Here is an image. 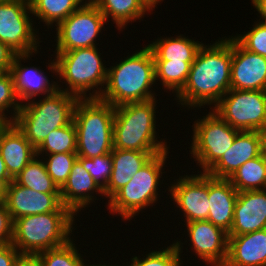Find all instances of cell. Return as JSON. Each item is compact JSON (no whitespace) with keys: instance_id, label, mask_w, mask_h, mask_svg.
I'll use <instances>...</instances> for the list:
<instances>
[{"instance_id":"6da1fadb","label":"cell","mask_w":266,"mask_h":266,"mask_svg":"<svg viewBox=\"0 0 266 266\" xmlns=\"http://www.w3.org/2000/svg\"><path fill=\"white\" fill-rule=\"evenodd\" d=\"M228 36L203 43L198 50L187 82L174 98L181 110L196 112L206 105L211 109L231 89L232 35Z\"/></svg>"},{"instance_id":"7a4b0ae2","label":"cell","mask_w":266,"mask_h":266,"mask_svg":"<svg viewBox=\"0 0 266 266\" xmlns=\"http://www.w3.org/2000/svg\"><path fill=\"white\" fill-rule=\"evenodd\" d=\"M143 46L132 54L126 53L117 64L111 63L100 100L117 107L157 98L154 57L151 49Z\"/></svg>"},{"instance_id":"3957f363","label":"cell","mask_w":266,"mask_h":266,"mask_svg":"<svg viewBox=\"0 0 266 266\" xmlns=\"http://www.w3.org/2000/svg\"><path fill=\"white\" fill-rule=\"evenodd\" d=\"M157 103L160 101L155 98L115 107L113 148L145 152H164L171 149L167 145V139L159 137V117L156 115L159 113L161 117V114L157 111Z\"/></svg>"},{"instance_id":"277c9868","label":"cell","mask_w":266,"mask_h":266,"mask_svg":"<svg viewBox=\"0 0 266 266\" xmlns=\"http://www.w3.org/2000/svg\"><path fill=\"white\" fill-rule=\"evenodd\" d=\"M52 52L54 55L51 56H55L57 64L56 77L59 90L79 99L100 97L106 84L108 72L106 66L109 64L105 65L107 62L103 60V51L101 53L99 47L70 51L52 50Z\"/></svg>"},{"instance_id":"5b68a950","label":"cell","mask_w":266,"mask_h":266,"mask_svg":"<svg viewBox=\"0 0 266 266\" xmlns=\"http://www.w3.org/2000/svg\"><path fill=\"white\" fill-rule=\"evenodd\" d=\"M170 150L161 152L154 155L135 175L131 177V180L124 187L119 189L107 202H105L112 216L121 217L120 219L126 223L131 222L141 212H147V208L156 206L160 203V197H163L162 186L163 175L166 172V166L168 163L167 158H170ZM169 156V157H168ZM166 165V166H165ZM164 173V174H163ZM162 179V180H161ZM162 190V192H160ZM146 210V211H143Z\"/></svg>"},{"instance_id":"8992f818","label":"cell","mask_w":266,"mask_h":266,"mask_svg":"<svg viewBox=\"0 0 266 266\" xmlns=\"http://www.w3.org/2000/svg\"><path fill=\"white\" fill-rule=\"evenodd\" d=\"M77 216L72 211H54L23 216L13 221L12 245L20 254H38L64 245L74 236ZM73 232V233H72ZM73 234V235H72Z\"/></svg>"},{"instance_id":"52a82bcc","label":"cell","mask_w":266,"mask_h":266,"mask_svg":"<svg viewBox=\"0 0 266 266\" xmlns=\"http://www.w3.org/2000/svg\"><path fill=\"white\" fill-rule=\"evenodd\" d=\"M24 104L13 120L26 139L37 149L53 130L73 121L79 98L57 89L54 93Z\"/></svg>"},{"instance_id":"ba28073f","label":"cell","mask_w":266,"mask_h":266,"mask_svg":"<svg viewBox=\"0 0 266 266\" xmlns=\"http://www.w3.org/2000/svg\"><path fill=\"white\" fill-rule=\"evenodd\" d=\"M115 107L99 98L79 99L73 122L78 157L93 158L113 150Z\"/></svg>"},{"instance_id":"9c48e42d","label":"cell","mask_w":266,"mask_h":266,"mask_svg":"<svg viewBox=\"0 0 266 266\" xmlns=\"http://www.w3.org/2000/svg\"><path fill=\"white\" fill-rule=\"evenodd\" d=\"M195 120L191 128L192 141L188 149L189 157L195 161L198 173H206L232 146L239 130L222 120L211 109ZM201 170V171H199Z\"/></svg>"},{"instance_id":"30bf717a","label":"cell","mask_w":266,"mask_h":266,"mask_svg":"<svg viewBox=\"0 0 266 266\" xmlns=\"http://www.w3.org/2000/svg\"><path fill=\"white\" fill-rule=\"evenodd\" d=\"M102 12L90 1H86L75 12L59 23L55 28V51H70L86 47L99 46V37L108 29ZM101 33V34H100Z\"/></svg>"},{"instance_id":"8fae6325","label":"cell","mask_w":266,"mask_h":266,"mask_svg":"<svg viewBox=\"0 0 266 266\" xmlns=\"http://www.w3.org/2000/svg\"><path fill=\"white\" fill-rule=\"evenodd\" d=\"M32 17L29 0L0 2V41L17 54L40 50V43L44 41L41 40L42 34L39 35L38 25Z\"/></svg>"},{"instance_id":"7c38bea8","label":"cell","mask_w":266,"mask_h":266,"mask_svg":"<svg viewBox=\"0 0 266 266\" xmlns=\"http://www.w3.org/2000/svg\"><path fill=\"white\" fill-rule=\"evenodd\" d=\"M211 110L239 131H260L266 127V91L230 89Z\"/></svg>"},{"instance_id":"4fadbf2b","label":"cell","mask_w":266,"mask_h":266,"mask_svg":"<svg viewBox=\"0 0 266 266\" xmlns=\"http://www.w3.org/2000/svg\"><path fill=\"white\" fill-rule=\"evenodd\" d=\"M186 172L181 175L177 173V179L173 177L174 182L164 184L167 187L166 195H170L169 201L176 208L175 213L179 212L182 217L181 221L188 223L192 221H203L208 219L209 214V197H208V175L206 173L188 174ZM197 173V174H196ZM167 185V186H165ZM176 204V205H175ZM179 208V209H178ZM181 213V214H180Z\"/></svg>"},{"instance_id":"5bb4252c","label":"cell","mask_w":266,"mask_h":266,"mask_svg":"<svg viewBox=\"0 0 266 266\" xmlns=\"http://www.w3.org/2000/svg\"><path fill=\"white\" fill-rule=\"evenodd\" d=\"M41 52V49L28 54H17L10 68L14 81L15 93L21 104H24L32 99L40 98L54 93L57 87V64L55 58L50 56L49 63L46 66L47 71H51L50 75L46 74L41 66L31 65L30 60L34 55ZM53 58V59H52ZM29 60V61H28ZM29 63V65L25 63ZM25 64V65H24ZM31 65V66H30ZM51 79V81H50ZM56 79V81H54ZM41 95V96H40Z\"/></svg>"},{"instance_id":"9a60e30c","label":"cell","mask_w":266,"mask_h":266,"mask_svg":"<svg viewBox=\"0 0 266 266\" xmlns=\"http://www.w3.org/2000/svg\"><path fill=\"white\" fill-rule=\"evenodd\" d=\"M186 227H185V226ZM186 247L207 266H224L228 257V233L213 225L210 221H192L183 223ZM194 253V254H193Z\"/></svg>"},{"instance_id":"2e32d148","label":"cell","mask_w":266,"mask_h":266,"mask_svg":"<svg viewBox=\"0 0 266 266\" xmlns=\"http://www.w3.org/2000/svg\"><path fill=\"white\" fill-rule=\"evenodd\" d=\"M4 203L12 220L54 211H71L62 204L60 193H41L12 180L4 188Z\"/></svg>"},{"instance_id":"e0dca14e","label":"cell","mask_w":266,"mask_h":266,"mask_svg":"<svg viewBox=\"0 0 266 266\" xmlns=\"http://www.w3.org/2000/svg\"><path fill=\"white\" fill-rule=\"evenodd\" d=\"M231 89L266 91V58L248 51L233 36Z\"/></svg>"},{"instance_id":"ac0fdd59","label":"cell","mask_w":266,"mask_h":266,"mask_svg":"<svg viewBox=\"0 0 266 266\" xmlns=\"http://www.w3.org/2000/svg\"><path fill=\"white\" fill-rule=\"evenodd\" d=\"M99 197L106 199L104 191L98 186L89 172L84 169L82 163L76 159L67 181L60 188L62 204L78 217L81 210L83 212L86 207H91V204L101 199Z\"/></svg>"},{"instance_id":"d6986e66","label":"cell","mask_w":266,"mask_h":266,"mask_svg":"<svg viewBox=\"0 0 266 266\" xmlns=\"http://www.w3.org/2000/svg\"><path fill=\"white\" fill-rule=\"evenodd\" d=\"M266 228V189L238 192L234 219L228 236H238Z\"/></svg>"},{"instance_id":"ffe728a7","label":"cell","mask_w":266,"mask_h":266,"mask_svg":"<svg viewBox=\"0 0 266 266\" xmlns=\"http://www.w3.org/2000/svg\"><path fill=\"white\" fill-rule=\"evenodd\" d=\"M260 155L259 131H240L232 146L206 174L214 178L228 179L241 165Z\"/></svg>"},{"instance_id":"44dd1931","label":"cell","mask_w":266,"mask_h":266,"mask_svg":"<svg viewBox=\"0 0 266 266\" xmlns=\"http://www.w3.org/2000/svg\"><path fill=\"white\" fill-rule=\"evenodd\" d=\"M0 155L13 180L37 156L36 149L14 122H6L0 129Z\"/></svg>"},{"instance_id":"7402d4cb","label":"cell","mask_w":266,"mask_h":266,"mask_svg":"<svg viewBox=\"0 0 266 266\" xmlns=\"http://www.w3.org/2000/svg\"><path fill=\"white\" fill-rule=\"evenodd\" d=\"M238 191L228 179L208 175L209 214L207 221L229 233L234 219Z\"/></svg>"},{"instance_id":"603a6c76","label":"cell","mask_w":266,"mask_h":266,"mask_svg":"<svg viewBox=\"0 0 266 266\" xmlns=\"http://www.w3.org/2000/svg\"><path fill=\"white\" fill-rule=\"evenodd\" d=\"M224 266H266V228L228 236V257Z\"/></svg>"},{"instance_id":"cb8c5ba5","label":"cell","mask_w":266,"mask_h":266,"mask_svg":"<svg viewBox=\"0 0 266 266\" xmlns=\"http://www.w3.org/2000/svg\"><path fill=\"white\" fill-rule=\"evenodd\" d=\"M161 152H145L113 148V169L107 187L103 190L107 201L135 175L154 155Z\"/></svg>"},{"instance_id":"d4e9b609","label":"cell","mask_w":266,"mask_h":266,"mask_svg":"<svg viewBox=\"0 0 266 266\" xmlns=\"http://www.w3.org/2000/svg\"><path fill=\"white\" fill-rule=\"evenodd\" d=\"M157 38L147 45L152 51L154 61L194 62L198 50L203 45L202 41L180 33L172 37L160 35Z\"/></svg>"},{"instance_id":"484cf974","label":"cell","mask_w":266,"mask_h":266,"mask_svg":"<svg viewBox=\"0 0 266 266\" xmlns=\"http://www.w3.org/2000/svg\"><path fill=\"white\" fill-rule=\"evenodd\" d=\"M105 16L107 23L116 24L118 33L127 30L129 23L144 21L153 10L142 0H90ZM150 13V14H149ZM111 18V21H110ZM143 18V19H142ZM124 29V30H123Z\"/></svg>"},{"instance_id":"4316f807","label":"cell","mask_w":266,"mask_h":266,"mask_svg":"<svg viewBox=\"0 0 266 266\" xmlns=\"http://www.w3.org/2000/svg\"><path fill=\"white\" fill-rule=\"evenodd\" d=\"M88 0H29L34 20L51 31ZM53 28V29H52Z\"/></svg>"},{"instance_id":"83f0119b","label":"cell","mask_w":266,"mask_h":266,"mask_svg":"<svg viewBox=\"0 0 266 266\" xmlns=\"http://www.w3.org/2000/svg\"><path fill=\"white\" fill-rule=\"evenodd\" d=\"M182 238V236L181 240H176L174 238L173 242L170 243V245L169 243L167 245L165 244V246H163L161 249L159 247L157 249L156 247V250L152 249L151 251L150 248L149 252H147L146 254L143 251L142 254L140 253L141 256L139 254L138 256L133 254L129 262H124L122 264L124 266H184V257L182 253L184 245L186 243L182 242Z\"/></svg>"},{"instance_id":"f1b7e54d","label":"cell","mask_w":266,"mask_h":266,"mask_svg":"<svg viewBox=\"0 0 266 266\" xmlns=\"http://www.w3.org/2000/svg\"><path fill=\"white\" fill-rule=\"evenodd\" d=\"M228 180L238 192L265 190L266 158L261 154L248 160Z\"/></svg>"},{"instance_id":"f546056e","label":"cell","mask_w":266,"mask_h":266,"mask_svg":"<svg viewBox=\"0 0 266 266\" xmlns=\"http://www.w3.org/2000/svg\"><path fill=\"white\" fill-rule=\"evenodd\" d=\"M193 62L154 61L157 87L175 97L185 86ZM160 83H159V82ZM159 84V85H158ZM162 84V85H161Z\"/></svg>"},{"instance_id":"4dcf8cb0","label":"cell","mask_w":266,"mask_h":266,"mask_svg":"<svg viewBox=\"0 0 266 266\" xmlns=\"http://www.w3.org/2000/svg\"><path fill=\"white\" fill-rule=\"evenodd\" d=\"M14 181L20 186L33 189L41 193H60V189L47 173L41 157L33 158L18 174Z\"/></svg>"},{"instance_id":"1f68e13d","label":"cell","mask_w":266,"mask_h":266,"mask_svg":"<svg viewBox=\"0 0 266 266\" xmlns=\"http://www.w3.org/2000/svg\"><path fill=\"white\" fill-rule=\"evenodd\" d=\"M60 153H77V131L73 121L50 132L36 149L38 157Z\"/></svg>"},{"instance_id":"d6a6232c","label":"cell","mask_w":266,"mask_h":266,"mask_svg":"<svg viewBox=\"0 0 266 266\" xmlns=\"http://www.w3.org/2000/svg\"><path fill=\"white\" fill-rule=\"evenodd\" d=\"M74 237L64 245L48 249L38 253L43 266H90L91 262L86 263V253L83 255L81 248L75 244ZM80 250V252H79Z\"/></svg>"},{"instance_id":"836d02e7","label":"cell","mask_w":266,"mask_h":266,"mask_svg":"<svg viewBox=\"0 0 266 266\" xmlns=\"http://www.w3.org/2000/svg\"><path fill=\"white\" fill-rule=\"evenodd\" d=\"M20 108L21 103L15 93L12 74L5 71L0 76V120L13 122Z\"/></svg>"},{"instance_id":"e575fe53","label":"cell","mask_w":266,"mask_h":266,"mask_svg":"<svg viewBox=\"0 0 266 266\" xmlns=\"http://www.w3.org/2000/svg\"><path fill=\"white\" fill-rule=\"evenodd\" d=\"M77 153H60L41 156L47 173L60 189L67 181L73 163L76 161Z\"/></svg>"},{"instance_id":"d590c367","label":"cell","mask_w":266,"mask_h":266,"mask_svg":"<svg viewBox=\"0 0 266 266\" xmlns=\"http://www.w3.org/2000/svg\"><path fill=\"white\" fill-rule=\"evenodd\" d=\"M77 159L82 163L84 169L89 172L98 186L104 190L107 187L113 169L111 153L93 158L77 157Z\"/></svg>"},{"instance_id":"8d00e7d4","label":"cell","mask_w":266,"mask_h":266,"mask_svg":"<svg viewBox=\"0 0 266 266\" xmlns=\"http://www.w3.org/2000/svg\"><path fill=\"white\" fill-rule=\"evenodd\" d=\"M249 29L232 36L248 51L266 58V24L254 21Z\"/></svg>"},{"instance_id":"74e56055","label":"cell","mask_w":266,"mask_h":266,"mask_svg":"<svg viewBox=\"0 0 266 266\" xmlns=\"http://www.w3.org/2000/svg\"><path fill=\"white\" fill-rule=\"evenodd\" d=\"M13 238V220L5 203L0 205V246L10 244Z\"/></svg>"},{"instance_id":"f35d334b","label":"cell","mask_w":266,"mask_h":266,"mask_svg":"<svg viewBox=\"0 0 266 266\" xmlns=\"http://www.w3.org/2000/svg\"><path fill=\"white\" fill-rule=\"evenodd\" d=\"M20 252L12 243L0 246V266H14L16 258Z\"/></svg>"},{"instance_id":"ab89813d","label":"cell","mask_w":266,"mask_h":266,"mask_svg":"<svg viewBox=\"0 0 266 266\" xmlns=\"http://www.w3.org/2000/svg\"><path fill=\"white\" fill-rule=\"evenodd\" d=\"M16 55L17 53L15 51L0 41V67L4 71H10Z\"/></svg>"},{"instance_id":"60d3db41","label":"cell","mask_w":266,"mask_h":266,"mask_svg":"<svg viewBox=\"0 0 266 266\" xmlns=\"http://www.w3.org/2000/svg\"><path fill=\"white\" fill-rule=\"evenodd\" d=\"M14 266H43L38 254H19Z\"/></svg>"},{"instance_id":"b9f144b4","label":"cell","mask_w":266,"mask_h":266,"mask_svg":"<svg viewBox=\"0 0 266 266\" xmlns=\"http://www.w3.org/2000/svg\"><path fill=\"white\" fill-rule=\"evenodd\" d=\"M252 6L258 12V19L257 21L266 24V0H251Z\"/></svg>"},{"instance_id":"7bdbcfd3","label":"cell","mask_w":266,"mask_h":266,"mask_svg":"<svg viewBox=\"0 0 266 266\" xmlns=\"http://www.w3.org/2000/svg\"><path fill=\"white\" fill-rule=\"evenodd\" d=\"M12 180L8 174L4 160L0 155V185L5 188Z\"/></svg>"},{"instance_id":"ee69618b","label":"cell","mask_w":266,"mask_h":266,"mask_svg":"<svg viewBox=\"0 0 266 266\" xmlns=\"http://www.w3.org/2000/svg\"><path fill=\"white\" fill-rule=\"evenodd\" d=\"M261 141V154L266 158V127L259 131Z\"/></svg>"},{"instance_id":"f6af8a7d","label":"cell","mask_w":266,"mask_h":266,"mask_svg":"<svg viewBox=\"0 0 266 266\" xmlns=\"http://www.w3.org/2000/svg\"><path fill=\"white\" fill-rule=\"evenodd\" d=\"M143 2H145L152 10H154L155 8H158L157 5H159V3L163 2L164 0H142Z\"/></svg>"},{"instance_id":"bcb514c9","label":"cell","mask_w":266,"mask_h":266,"mask_svg":"<svg viewBox=\"0 0 266 266\" xmlns=\"http://www.w3.org/2000/svg\"><path fill=\"white\" fill-rule=\"evenodd\" d=\"M112 264H113L112 262L111 263L108 262V265H107V262H106V264L105 263L104 264L103 263L102 264L101 263H99V264L93 263L90 266H123V265H118L117 263L115 265L114 264L112 265Z\"/></svg>"},{"instance_id":"7dc6e473","label":"cell","mask_w":266,"mask_h":266,"mask_svg":"<svg viewBox=\"0 0 266 266\" xmlns=\"http://www.w3.org/2000/svg\"><path fill=\"white\" fill-rule=\"evenodd\" d=\"M4 203V188L0 185V205Z\"/></svg>"},{"instance_id":"c3c4849f","label":"cell","mask_w":266,"mask_h":266,"mask_svg":"<svg viewBox=\"0 0 266 266\" xmlns=\"http://www.w3.org/2000/svg\"><path fill=\"white\" fill-rule=\"evenodd\" d=\"M5 123H6V121H4V120H0V129H1V127H2Z\"/></svg>"},{"instance_id":"681fc988","label":"cell","mask_w":266,"mask_h":266,"mask_svg":"<svg viewBox=\"0 0 266 266\" xmlns=\"http://www.w3.org/2000/svg\"><path fill=\"white\" fill-rule=\"evenodd\" d=\"M5 71L0 67V76L4 73Z\"/></svg>"}]
</instances>
